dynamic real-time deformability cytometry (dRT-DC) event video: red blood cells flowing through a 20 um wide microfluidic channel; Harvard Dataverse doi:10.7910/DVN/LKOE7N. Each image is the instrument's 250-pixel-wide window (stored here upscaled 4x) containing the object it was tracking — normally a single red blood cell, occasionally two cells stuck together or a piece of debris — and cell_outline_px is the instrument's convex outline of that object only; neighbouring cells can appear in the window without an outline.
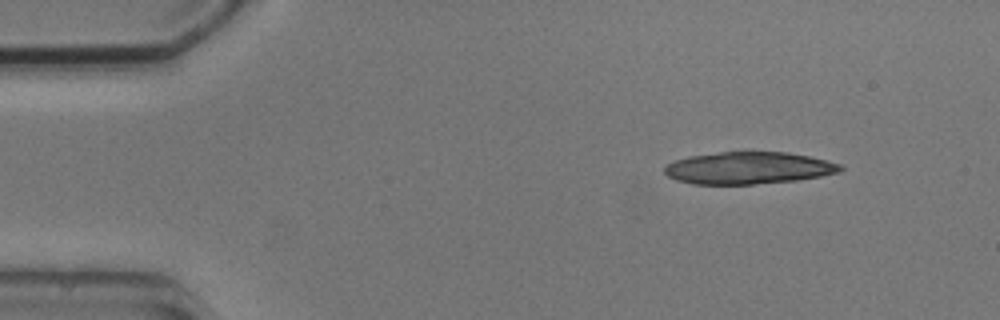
{"species": "common noctule bat (a hibernating species)", "species_latin": "Nyctalus noctula", "temperature_condition": "cold", "stored_images_in_passage": 5, "camera_frame_rate_fps": 3000, "um_per_image_px": 0.085, "animal": {"sex": "male", "body_mass_g": 20.5, "forearm_length_mm": 52.5}, "frame": {"image": 1, "passage_image": 2, "time_ms": 1.0, "image_size_px": [1000, 320], "cell_outline_px": [[844, 168], [840, 172], [820, 176], [796, 180], [752, 184], [692, 184], [676, 180], [668, 176], [664, 172], [664, 168], [668, 164], [676, 160], [688, 156], [720, 152], [788, 152], [808, 156], [840, 164]], "centroid_in_image_um": [63.6, 14.28], "position_along_channel_um": 21.4, "area_um2": 32.71}}
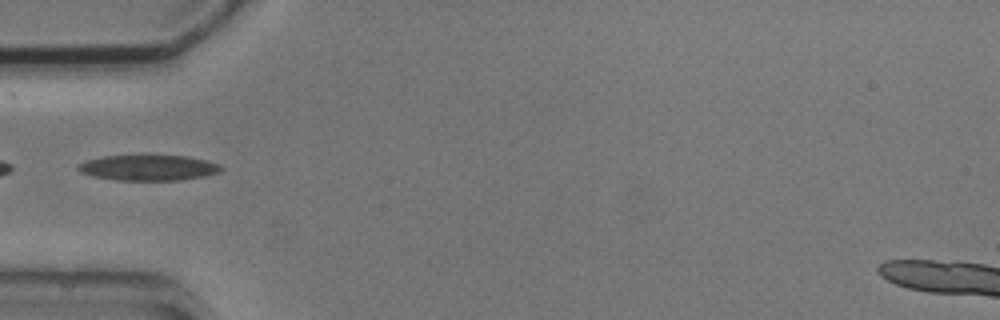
{"frame": {"image": 2, "passage_image": 5, "time_ms": 4.667, "image_size_px": [1000, 320], "cell_outline_px": [[224, 168], [220, 172], [204, 176], [180, 180], [116, 180], [92, 176], [80, 172], [76, 168], [76, 164], [88, 160], [104, 156], [184, 156], [204, 160], [220, 164]], "centroid_in_image_um": [12.6, 14.26], "position_along_channel_um": 72.4, "area_um2": 21.15}}